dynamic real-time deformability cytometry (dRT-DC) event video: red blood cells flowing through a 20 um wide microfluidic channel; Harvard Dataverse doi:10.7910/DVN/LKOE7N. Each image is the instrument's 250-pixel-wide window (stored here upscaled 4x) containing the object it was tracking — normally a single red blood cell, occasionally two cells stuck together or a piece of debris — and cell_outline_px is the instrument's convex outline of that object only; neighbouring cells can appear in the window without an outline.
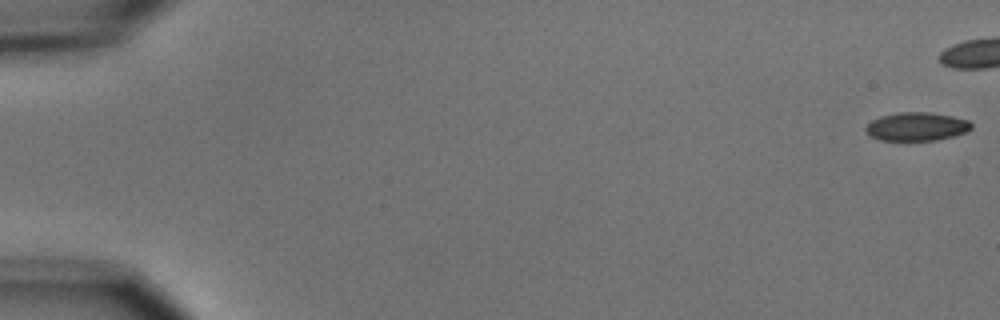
{"species": "common noctule bat (a hibernating species)", "species_latin": "Nyctalus noctula", "temperature_condition": "cold", "stored_images_in_passage": 6, "camera_frame_rate_fps": 3000, "um_per_image_px": 0.085, "animal": {"sex": "male", "body_mass_g": 15.6}, "frame": {"image": 1, "passage_image": 1, "time_ms": 0.0, "image_size_px": [1000, 320], "cell_outline_px": [[972, 128], [964, 132], [952, 136], [936, 140], [880, 140], [872, 136], [864, 128], [872, 120], [880, 116], [896, 112], [932, 112], [952, 116], [968, 120], [972, 124]], "centroid_in_image_um": [77.91, 10.74], "position_along_channel_um": 7.1, "area_um2": 17.4}}
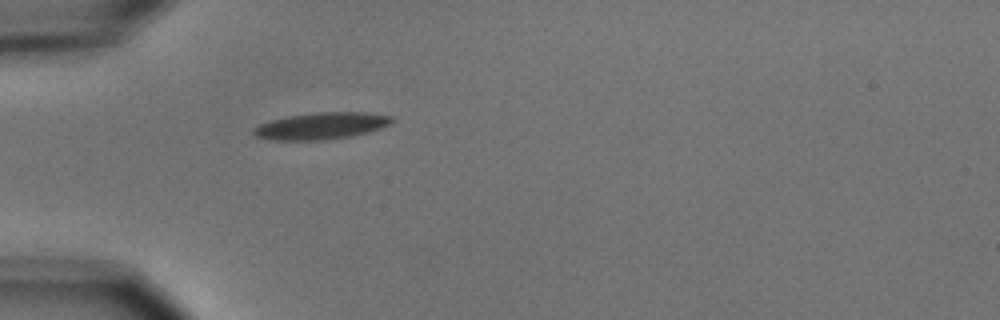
{"frame": {"image": 2, "passage_image": 6, "time_ms": 6.667, "image_size_px": [1000, 320], "cell_outline_px": [[396, 120], [392, 124], [368, 132], [352, 136], [324, 140], [272, 140], [256, 136], [252, 132], [252, 128], [260, 124], [272, 120], [288, 116], [316, 112], [368, 112], [392, 116]], "centroid_in_image_um": [27.35, 10.69], "position_along_channel_um": 57.6, "area_um2": 21.73}}